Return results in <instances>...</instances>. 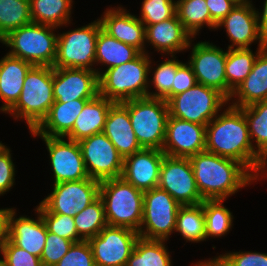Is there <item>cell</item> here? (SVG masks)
I'll return each mask as SVG.
<instances>
[{
  "instance_id": "1",
  "label": "cell",
  "mask_w": 267,
  "mask_h": 266,
  "mask_svg": "<svg viewBox=\"0 0 267 266\" xmlns=\"http://www.w3.org/2000/svg\"><path fill=\"white\" fill-rule=\"evenodd\" d=\"M205 151L238 161L258 180L267 167L254 150L243 111L230 104L206 125Z\"/></svg>"
},
{
  "instance_id": "2",
  "label": "cell",
  "mask_w": 267,
  "mask_h": 266,
  "mask_svg": "<svg viewBox=\"0 0 267 266\" xmlns=\"http://www.w3.org/2000/svg\"><path fill=\"white\" fill-rule=\"evenodd\" d=\"M189 159L203 200H227L243 187L258 180L238 161L208 151L199 152Z\"/></svg>"
},
{
  "instance_id": "3",
  "label": "cell",
  "mask_w": 267,
  "mask_h": 266,
  "mask_svg": "<svg viewBox=\"0 0 267 266\" xmlns=\"http://www.w3.org/2000/svg\"><path fill=\"white\" fill-rule=\"evenodd\" d=\"M151 56L140 53L135 59L107 70L96 69L99 94L113 102L147 97Z\"/></svg>"
},
{
  "instance_id": "4",
  "label": "cell",
  "mask_w": 267,
  "mask_h": 266,
  "mask_svg": "<svg viewBox=\"0 0 267 266\" xmlns=\"http://www.w3.org/2000/svg\"><path fill=\"white\" fill-rule=\"evenodd\" d=\"M54 102L53 67L33 65L25 76L17 103L6 114L15 120H25L31 132L46 117Z\"/></svg>"
},
{
  "instance_id": "5",
  "label": "cell",
  "mask_w": 267,
  "mask_h": 266,
  "mask_svg": "<svg viewBox=\"0 0 267 266\" xmlns=\"http://www.w3.org/2000/svg\"><path fill=\"white\" fill-rule=\"evenodd\" d=\"M99 196L107 225L139 231L143 217V191L118 177L100 181Z\"/></svg>"
},
{
  "instance_id": "6",
  "label": "cell",
  "mask_w": 267,
  "mask_h": 266,
  "mask_svg": "<svg viewBox=\"0 0 267 266\" xmlns=\"http://www.w3.org/2000/svg\"><path fill=\"white\" fill-rule=\"evenodd\" d=\"M57 27L30 23L11 31L0 42L9 48L8 54L36 66H50L56 59Z\"/></svg>"
},
{
  "instance_id": "7",
  "label": "cell",
  "mask_w": 267,
  "mask_h": 266,
  "mask_svg": "<svg viewBox=\"0 0 267 266\" xmlns=\"http://www.w3.org/2000/svg\"><path fill=\"white\" fill-rule=\"evenodd\" d=\"M129 113L130 122L142 148L162 150L169 117L164 99L142 97L122 102Z\"/></svg>"
},
{
  "instance_id": "8",
  "label": "cell",
  "mask_w": 267,
  "mask_h": 266,
  "mask_svg": "<svg viewBox=\"0 0 267 266\" xmlns=\"http://www.w3.org/2000/svg\"><path fill=\"white\" fill-rule=\"evenodd\" d=\"M167 104L170 116L206 126L226 107L228 99L218 90L196 83Z\"/></svg>"
},
{
  "instance_id": "9",
  "label": "cell",
  "mask_w": 267,
  "mask_h": 266,
  "mask_svg": "<svg viewBox=\"0 0 267 266\" xmlns=\"http://www.w3.org/2000/svg\"><path fill=\"white\" fill-rule=\"evenodd\" d=\"M101 29V23L97 19L85 26L58 33L53 68H85L96 71V41Z\"/></svg>"
},
{
  "instance_id": "10",
  "label": "cell",
  "mask_w": 267,
  "mask_h": 266,
  "mask_svg": "<svg viewBox=\"0 0 267 266\" xmlns=\"http://www.w3.org/2000/svg\"><path fill=\"white\" fill-rule=\"evenodd\" d=\"M181 205L159 187L143 192V217L138 231L145 239L169 240Z\"/></svg>"
},
{
  "instance_id": "11",
  "label": "cell",
  "mask_w": 267,
  "mask_h": 266,
  "mask_svg": "<svg viewBox=\"0 0 267 266\" xmlns=\"http://www.w3.org/2000/svg\"><path fill=\"white\" fill-rule=\"evenodd\" d=\"M40 204L50 213L74 217L99 197L100 181L87 178L53 184Z\"/></svg>"
},
{
  "instance_id": "12",
  "label": "cell",
  "mask_w": 267,
  "mask_h": 266,
  "mask_svg": "<svg viewBox=\"0 0 267 266\" xmlns=\"http://www.w3.org/2000/svg\"><path fill=\"white\" fill-rule=\"evenodd\" d=\"M157 187L167 191L181 206L197 205L204 201L197 189L188 157L165 155Z\"/></svg>"
},
{
  "instance_id": "13",
  "label": "cell",
  "mask_w": 267,
  "mask_h": 266,
  "mask_svg": "<svg viewBox=\"0 0 267 266\" xmlns=\"http://www.w3.org/2000/svg\"><path fill=\"white\" fill-rule=\"evenodd\" d=\"M139 233L127 227H104L88 240L96 266H126Z\"/></svg>"
},
{
  "instance_id": "14",
  "label": "cell",
  "mask_w": 267,
  "mask_h": 266,
  "mask_svg": "<svg viewBox=\"0 0 267 266\" xmlns=\"http://www.w3.org/2000/svg\"><path fill=\"white\" fill-rule=\"evenodd\" d=\"M188 64L191 66L198 84L214 88L227 98V80L225 74L226 50L217 47L209 41H199L192 44Z\"/></svg>"
},
{
  "instance_id": "15",
  "label": "cell",
  "mask_w": 267,
  "mask_h": 266,
  "mask_svg": "<svg viewBox=\"0 0 267 266\" xmlns=\"http://www.w3.org/2000/svg\"><path fill=\"white\" fill-rule=\"evenodd\" d=\"M79 145L90 178L102 181L121 177L124 159L103 132L80 140Z\"/></svg>"
},
{
  "instance_id": "16",
  "label": "cell",
  "mask_w": 267,
  "mask_h": 266,
  "mask_svg": "<svg viewBox=\"0 0 267 266\" xmlns=\"http://www.w3.org/2000/svg\"><path fill=\"white\" fill-rule=\"evenodd\" d=\"M39 137L47 146L54 184L90 178L79 142L66 137Z\"/></svg>"
},
{
  "instance_id": "17",
  "label": "cell",
  "mask_w": 267,
  "mask_h": 266,
  "mask_svg": "<svg viewBox=\"0 0 267 266\" xmlns=\"http://www.w3.org/2000/svg\"><path fill=\"white\" fill-rule=\"evenodd\" d=\"M224 27L229 37L227 49L251 48L252 43L258 42V47H266L267 40L262 36L256 7L252 0L239 1L237 5L216 25L215 30Z\"/></svg>"
},
{
  "instance_id": "18",
  "label": "cell",
  "mask_w": 267,
  "mask_h": 266,
  "mask_svg": "<svg viewBox=\"0 0 267 266\" xmlns=\"http://www.w3.org/2000/svg\"><path fill=\"white\" fill-rule=\"evenodd\" d=\"M99 95V75L85 68H53V96L57 102L92 99Z\"/></svg>"
},
{
  "instance_id": "19",
  "label": "cell",
  "mask_w": 267,
  "mask_h": 266,
  "mask_svg": "<svg viewBox=\"0 0 267 266\" xmlns=\"http://www.w3.org/2000/svg\"><path fill=\"white\" fill-rule=\"evenodd\" d=\"M206 126L169 115L162 151L172 157H190L205 151Z\"/></svg>"
},
{
  "instance_id": "20",
  "label": "cell",
  "mask_w": 267,
  "mask_h": 266,
  "mask_svg": "<svg viewBox=\"0 0 267 266\" xmlns=\"http://www.w3.org/2000/svg\"><path fill=\"white\" fill-rule=\"evenodd\" d=\"M102 30L109 36L137 48L141 53L146 51L145 25L138 15L130 13L126 8L115 6L106 8L99 18Z\"/></svg>"
},
{
  "instance_id": "21",
  "label": "cell",
  "mask_w": 267,
  "mask_h": 266,
  "mask_svg": "<svg viewBox=\"0 0 267 266\" xmlns=\"http://www.w3.org/2000/svg\"><path fill=\"white\" fill-rule=\"evenodd\" d=\"M164 156L162 150L142 148L124 158L121 177L143 192L156 188Z\"/></svg>"
},
{
  "instance_id": "22",
  "label": "cell",
  "mask_w": 267,
  "mask_h": 266,
  "mask_svg": "<svg viewBox=\"0 0 267 266\" xmlns=\"http://www.w3.org/2000/svg\"><path fill=\"white\" fill-rule=\"evenodd\" d=\"M34 211L35 219L26 215L17 217L16 209H13L9 216L8 240L40 258L48 230L40 212L36 208Z\"/></svg>"
},
{
  "instance_id": "23",
  "label": "cell",
  "mask_w": 267,
  "mask_h": 266,
  "mask_svg": "<svg viewBox=\"0 0 267 266\" xmlns=\"http://www.w3.org/2000/svg\"><path fill=\"white\" fill-rule=\"evenodd\" d=\"M192 36L184 29L177 14L160 23L145 26V43L161 55H176L186 52Z\"/></svg>"
},
{
  "instance_id": "24",
  "label": "cell",
  "mask_w": 267,
  "mask_h": 266,
  "mask_svg": "<svg viewBox=\"0 0 267 266\" xmlns=\"http://www.w3.org/2000/svg\"><path fill=\"white\" fill-rule=\"evenodd\" d=\"M103 133L123 159L142 149L132 128L128 108L122 102L110 106Z\"/></svg>"
},
{
  "instance_id": "25",
  "label": "cell",
  "mask_w": 267,
  "mask_h": 266,
  "mask_svg": "<svg viewBox=\"0 0 267 266\" xmlns=\"http://www.w3.org/2000/svg\"><path fill=\"white\" fill-rule=\"evenodd\" d=\"M264 100H267V46L258 54L249 75L232 92L228 104L242 108Z\"/></svg>"
},
{
  "instance_id": "26",
  "label": "cell",
  "mask_w": 267,
  "mask_h": 266,
  "mask_svg": "<svg viewBox=\"0 0 267 266\" xmlns=\"http://www.w3.org/2000/svg\"><path fill=\"white\" fill-rule=\"evenodd\" d=\"M88 100L90 99H77L65 103L55 101L46 117L30 134L33 137H65L72 130Z\"/></svg>"
},
{
  "instance_id": "27",
  "label": "cell",
  "mask_w": 267,
  "mask_h": 266,
  "mask_svg": "<svg viewBox=\"0 0 267 266\" xmlns=\"http://www.w3.org/2000/svg\"><path fill=\"white\" fill-rule=\"evenodd\" d=\"M33 65L6 52L0 59V112L7 113L18 101L25 76Z\"/></svg>"
},
{
  "instance_id": "28",
  "label": "cell",
  "mask_w": 267,
  "mask_h": 266,
  "mask_svg": "<svg viewBox=\"0 0 267 266\" xmlns=\"http://www.w3.org/2000/svg\"><path fill=\"white\" fill-rule=\"evenodd\" d=\"M114 102L100 94L88 100L81 113L77 116L72 130L65 136L76 142L102 133L110 106Z\"/></svg>"
},
{
  "instance_id": "29",
  "label": "cell",
  "mask_w": 267,
  "mask_h": 266,
  "mask_svg": "<svg viewBox=\"0 0 267 266\" xmlns=\"http://www.w3.org/2000/svg\"><path fill=\"white\" fill-rule=\"evenodd\" d=\"M141 52L111 36L102 29L96 41L95 66H106V70L135 59Z\"/></svg>"
},
{
  "instance_id": "30",
  "label": "cell",
  "mask_w": 267,
  "mask_h": 266,
  "mask_svg": "<svg viewBox=\"0 0 267 266\" xmlns=\"http://www.w3.org/2000/svg\"><path fill=\"white\" fill-rule=\"evenodd\" d=\"M33 23L57 28L71 25L73 0H29Z\"/></svg>"
},
{
  "instance_id": "31",
  "label": "cell",
  "mask_w": 267,
  "mask_h": 266,
  "mask_svg": "<svg viewBox=\"0 0 267 266\" xmlns=\"http://www.w3.org/2000/svg\"><path fill=\"white\" fill-rule=\"evenodd\" d=\"M265 47H258L253 53L251 48L226 49L225 74L227 80V99L251 72L258 54Z\"/></svg>"
},
{
  "instance_id": "32",
  "label": "cell",
  "mask_w": 267,
  "mask_h": 266,
  "mask_svg": "<svg viewBox=\"0 0 267 266\" xmlns=\"http://www.w3.org/2000/svg\"><path fill=\"white\" fill-rule=\"evenodd\" d=\"M167 240L139 237L127 260L126 266H172Z\"/></svg>"
},
{
  "instance_id": "33",
  "label": "cell",
  "mask_w": 267,
  "mask_h": 266,
  "mask_svg": "<svg viewBox=\"0 0 267 266\" xmlns=\"http://www.w3.org/2000/svg\"><path fill=\"white\" fill-rule=\"evenodd\" d=\"M176 14L193 39L204 26L215 30L217 25L211 19L205 0H176Z\"/></svg>"
},
{
  "instance_id": "34",
  "label": "cell",
  "mask_w": 267,
  "mask_h": 266,
  "mask_svg": "<svg viewBox=\"0 0 267 266\" xmlns=\"http://www.w3.org/2000/svg\"><path fill=\"white\" fill-rule=\"evenodd\" d=\"M246 118L254 150L267 162V100L240 108Z\"/></svg>"
},
{
  "instance_id": "35",
  "label": "cell",
  "mask_w": 267,
  "mask_h": 266,
  "mask_svg": "<svg viewBox=\"0 0 267 266\" xmlns=\"http://www.w3.org/2000/svg\"><path fill=\"white\" fill-rule=\"evenodd\" d=\"M176 232L180 233L186 242L198 243L206 241L203 202L179 208L174 233Z\"/></svg>"
},
{
  "instance_id": "36",
  "label": "cell",
  "mask_w": 267,
  "mask_h": 266,
  "mask_svg": "<svg viewBox=\"0 0 267 266\" xmlns=\"http://www.w3.org/2000/svg\"><path fill=\"white\" fill-rule=\"evenodd\" d=\"M175 55H170V59L164 60L157 65L155 70H152V61H150L149 75V89L153 85L155 90L147 92V97L164 99L166 102L172 97V84L175 80L177 67L182 63ZM153 71V72H152ZM152 72V74H151Z\"/></svg>"
},
{
  "instance_id": "37",
  "label": "cell",
  "mask_w": 267,
  "mask_h": 266,
  "mask_svg": "<svg viewBox=\"0 0 267 266\" xmlns=\"http://www.w3.org/2000/svg\"><path fill=\"white\" fill-rule=\"evenodd\" d=\"M224 201L223 199L203 201L206 240L209 237L220 238L232 230L234 216L224 206Z\"/></svg>"
},
{
  "instance_id": "38",
  "label": "cell",
  "mask_w": 267,
  "mask_h": 266,
  "mask_svg": "<svg viewBox=\"0 0 267 266\" xmlns=\"http://www.w3.org/2000/svg\"><path fill=\"white\" fill-rule=\"evenodd\" d=\"M30 23L29 0H0V41L11 31Z\"/></svg>"
},
{
  "instance_id": "39",
  "label": "cell",
  "mask_w": 267,
  "mask_h": 266,
  "mask_svg": "<svg viewBox=\"0 0 267 266\" xmlns=\"http://www.w3.org/2000/svg\"><path fill=\"white\" fill-rule=\"evenodd\" d=\"M76 231L83 240L95 237L107 226L105 211L100 196L74 217Z\"/></svg>"
},
{
  "instance_id": "40",
  "label": "cell",
  "mask_w": 267,
  "mask_h": 266,
  "mask_svg": "<svg viewBox=\"0 0 267 266\" xmlns=\"http://www.w3.org/2000/svg\"><path fill=\"white\" fill-rule=\"evenodd\" d=\"M35 208L40 212L48 232L71 240L74 243L83 240L76 231V225L72 216L50 213L40 203Z\"/></svg>"
},
{
  "instance_id": "41",
  "label": "cell",
  "mask_w": 267,
  "mask_h": 266,
  "mask_svg": "<svg viewBox=\"0 0 267 266\" xmlns=\"http://www.w3.org/2000/svg\"><path fill=\"white\" fill-rule=\"evenodd\" d=\"M140 12L138 18L145 26L160 23L176 14V1L143 0Z\"/></svg>"
},
{
  "instance_id": "42",
  "label": "cell",
  "mask_w": 267,
  "mask_h": 266,
  "mask_svg": "<svg viewBox=\"0 0 267 266\" xmlns=\"http://www.w3.org/2000/svg\"><path fill=\"white\" fill-rule=\"evenodd\" d=\"M74 242L47 231L45 246L40 257L43 266H55Z\"/></svg>"
},
{
  "instance_id": "43",
  "label": "cell",
  "mask_w": 267,
  "mask_h": 266,
  "mask_svg": "<svg viewBox=\"0 0 267 266\" xmlns=\"http://www.w3.org/2000/svg\"><path fill=\"white\" fill-rule=\"evenodd\" d=\"M55 266H96L88 240L73 243Z\"/></svg>"
},
{
  "instance_id": "44",
  "label": "cell",
  "mask_w": 267,
  "mask_h": 266,
  "mask_svg": "<svg viewBox=\"0 0 267 266\" xmlns=\"http://www.w3.org/2000/svg\"><path fill=\"white\" fill-rule=\"evenodd\" d=\"M0 253L6 266H43L39 257L30 254L9 240L2 246Z\"/></svg>"
},
{
  "instance_id": "45",
  "label": "cell",
  "mask_w": 267,
  "mask_h": 266,
  "mask_svg": "<svg viewBox=\"0 0 267 266\" xmlns=\"http://www.w3.org/2000/svg\"><path fill=\"white\" fill-rule=\"evenodd\" d=\"M230 266H267V253L239 251L220 254Z\"/></svg>"
},
{
  "instance_id": "46",
  "label": "cell",
  "mask_w": 267,
  "mask_h": 266,
  "mask_svg": "<svg viewBox=\"0 0 267 266\" xmlns=\"http://www.w3.org/2000/svg\"><path fill=\"white\" fill-rule=\"evenodd\" d=\"M15 164L9 147L0 153V196L9 192L15 183Z\"/></svg>"
},
{
  "instance_id": "47",
  "label": "cell",
  "mask_w": 267,
  "mask_h": 266,
  "mask_svg": "<svg viewBox=\"0 0 267 266\" xmlns=\"http://www.w3.org/2000/svg\"><path fill=\"white\" fill-rule=\"evenodd\" d=\"M196 83L195 74L191 66L187 62H182L176 70L175 80L172 84V97L190 89Z\"/></svg>"
},
{
  "instance_id": "48",
  "label": "cell",
  "mask_w": 267,
  "mask_h": 266,
  "mask_svg": "<svg viewBox=\"0 0 267 266\" xmlns=\"http://www.w3.org/2000/svg\"><path fill=\"white\" fill-rule=\"evenodd\" d=\"M211 19L219 23L239 2V0H205Z\"/></svg>"
},
{
  "instance_id": "49",
  "label": "cell",
  "mask_w": 267,
  "mask_h": 266,
  "mask_svg": "<svg viewBox=\"0 0 267 266\" xmlns=\"http://www.w3.org/2000/svg\"><path fill=\"white\" fill-rule=\"evenodd\" d=\"M14 208L0 209V249L8 240L9 216Z\"/></svg>"
},
{
  "instance_id": "50",
  "label": "cell",
  "mask_w": 267,
  "mask_h": 266,
  "mask_svg": "<svg viewBox=\"0 0 267 266\" xmlns=\"http://www.w3.org/2000/svg\"><path fill=\"white\" fill-rule=\"evenodd\" d=\"M262 12L256 9L258 25L262 36L267 40V0L264 1Z\"/></svg>"
},
{
  "instance_id": "51",
  "label": "cell",
  "mask_w": 267,
  "mask_h": 266,
  "mask_svg": "<svg viewBox=\"0 0 267 266\" xmlns=\"http://www.w3.org/2000/svg\"><path fill=\"white\" fill-rule=\"evenodd\" d=\"M192 266H230L228 262L221 256H214V258H209L208 260H201Z\"/></svg>"
},
{
  "instance_id": "52",
  "label": "cell",
  "mask_w": 267,
  "mask_h": 266,
  "mask_svg": "<svg viewBox=\"0 0 267 266\" xmlns=\"http://www.w3.org/2000/svg\"><path fill=\"white\" fill-rule=\"evenodd\" d=\"M7 148L6 145H4V143H2V141H0V153L5 150Z\"/></svg>"
},
{
  "instance_id": "53",
  "label": "cell",
  "mask_w": 267,
  "mask_h": 266,
  "mask_svg": "<svg viewBox=\"0 0 267 266\" xmlns=\"http://www.w3.org/2000/svg\"><path fill=\"white\" fill-rule=\"evenodd\" d=\"M0 266H6L3 256L2 259L0 258Z\"/></svg>"
},
{
  "instance_id": "54",
  "label": "cell",
  "mask_w": 267,
  "mask_h": 266,
  "mask_svg": "<svg viewBox=\"0 0 267 266\" xmlns=\"http://www.w3.org/2000/svg\"><path fill=\"white\" fill-rule=\"evenodd\" d=\"M266 175V176H265ZM263 177H265L266 179H267V167L265 168V171H264V173H263V176H262V178Z\"/></svg>"
}]
</instances>
